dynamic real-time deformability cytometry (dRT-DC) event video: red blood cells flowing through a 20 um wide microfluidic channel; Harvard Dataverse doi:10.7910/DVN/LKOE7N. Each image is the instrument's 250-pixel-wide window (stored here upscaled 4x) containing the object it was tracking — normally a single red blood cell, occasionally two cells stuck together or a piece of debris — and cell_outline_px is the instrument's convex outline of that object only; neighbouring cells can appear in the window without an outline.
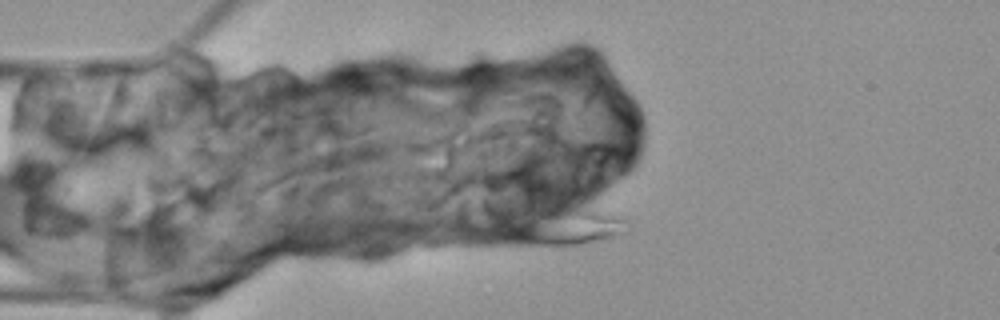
{"species": "Egyptian fruit bat (a non-hibernating species)", "species_latin": "Rousettus aegyptiacus", "temperature_condition": "cold", "stored_images_in_passage": 3, "camera_frame_rate_fps": 3000, "um_per_image_px": 0.085, "animal": {"sex": "female"}, "frame": {"image": 1, "passage_image": 2, "time_ms": 1.333, "image_size_px": [1000, 320], "cell_outline_px": [[632, 224], [628, 232], [620, 236], [608, 240], [572, 248], [544, 248], [508, 244], [500, 232], [496, 224], [504, 220], [580, 208], [588, 208], [608, 212], [620, 216], [628, 220]], "centroid_in_image_um": [47.94, 19.44], "position_along_channel_um": 37.1, "area_um2": 28.44}}